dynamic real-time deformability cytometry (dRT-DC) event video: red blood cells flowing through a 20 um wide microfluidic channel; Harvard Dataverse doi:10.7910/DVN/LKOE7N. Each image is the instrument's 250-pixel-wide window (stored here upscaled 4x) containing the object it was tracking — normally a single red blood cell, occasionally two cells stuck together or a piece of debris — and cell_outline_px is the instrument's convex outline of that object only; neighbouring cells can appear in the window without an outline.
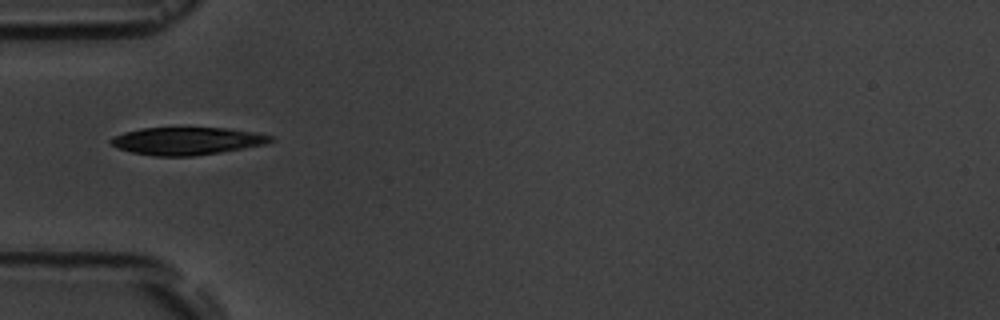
{"species": "common noctule bat (a hibernating species)", "species_latin": "Nyctalus noctula", "temperature_condition": "room temperature", "stored_images_in_passage": 9, "camera_frame_rate_fps": 3000, "um_per_image_px": 0.085, "animal": {"sex": "male", "body_mass_g": 19.5, "forearm_length_mm": 54.6}, "frame": {"image": 1, "passage_image": 1, "time_ms": 0.0, "image_size_px": [1000, 320], "cell_outline_px": [[276, 140], [268, 144], [220, 152], [192, 156], [156, 156], [132, 152], [116, 148], [108, 140], [112, 136], [124, 132], [140, 128], [224, 128], [256, 132], [272, 136]], "centroid_in_image_um": [15.9, 11.98], "position_along_channel_um": 69.1, "area_um2": 25.78}}
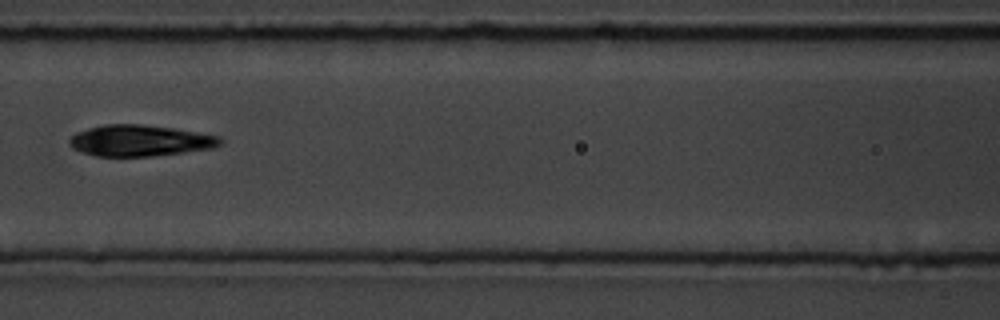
{"frame": {"image": 2, "passage_image": 3, "time_ms": 2.333, "image_size_px": [1000, 320], "cell_outline_px": [[224, 140], [220, 144], [212, 148], [184, 152], [152, 156], [96, 156], [72, 148], [68, 144], [68, 140], [76, 132], [88, 128], [104, 124], [140, 124], [172, 128], [220, 136]], "centroid_in_image_um": [11.88, 11.95], "position_along_channel_um": 154.7, "area_um2": 27.34}}
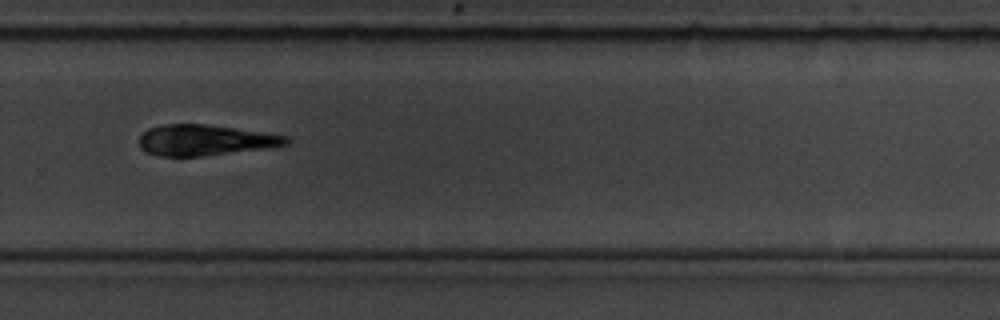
{"frame": {"image": 3, "passage_image": 7, "time_ms": 6.667, "image_size_px": [1000, 320], "cell_outline_px": [[292, 140], [288, 144], [268, 148], [204, 156], [156, 156], [144, 152], [140, 148], [140, 136], [148, 128], [164, 124], [204, 124], [236, 128], [264, 132], [288, 136]], "centroid_in_image_um": [17.44, 11.92], "position_along_channel_um": 312.4, "area_um2": 26.59}}